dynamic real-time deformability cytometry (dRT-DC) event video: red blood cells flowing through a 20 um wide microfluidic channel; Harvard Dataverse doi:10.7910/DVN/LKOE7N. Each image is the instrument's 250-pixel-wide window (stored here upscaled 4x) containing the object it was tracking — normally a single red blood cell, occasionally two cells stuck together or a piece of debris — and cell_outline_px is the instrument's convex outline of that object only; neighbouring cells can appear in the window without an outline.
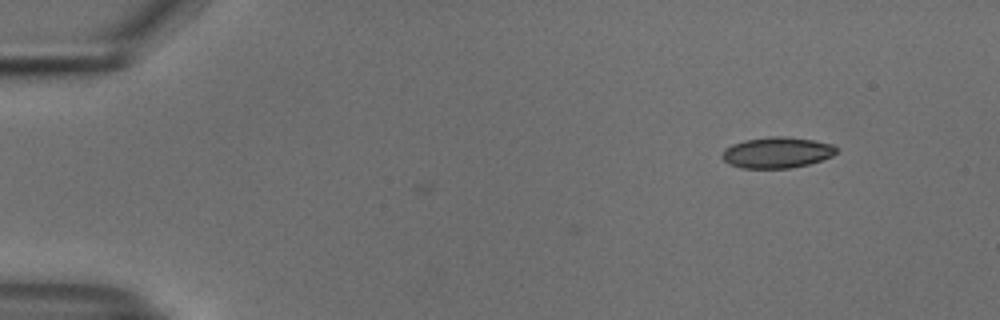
{"species": "common noctule bat (a hibernating species)", "species_latin": "Nyctalus noctula", "temperature_condition": "cold", "stored_images_in_passage": 41, "camera_frame_rate_fps": 3000, "um_per_image_px": 0.085, "animal": {"sex": "male", "body_mass_g": 18.8}, "frame": {"image": 1, "passage_image": 1, "time_ms": 0.0, "image_size_px": [1000, 320], "cell_outline_px": [[836, 152], [832, 156], [808, 164], [792, 168], [740, 168], [728, 164], [724, 160], [724, 148], [732, 144], [744, 140], [772, 136], [784, 136], [812, 140], [832, 144], [836, 148]], "centroid_in_image_um": [66.02, 12.97], "position_along_channel_um": 19.0, "area_um2": 20.46}}
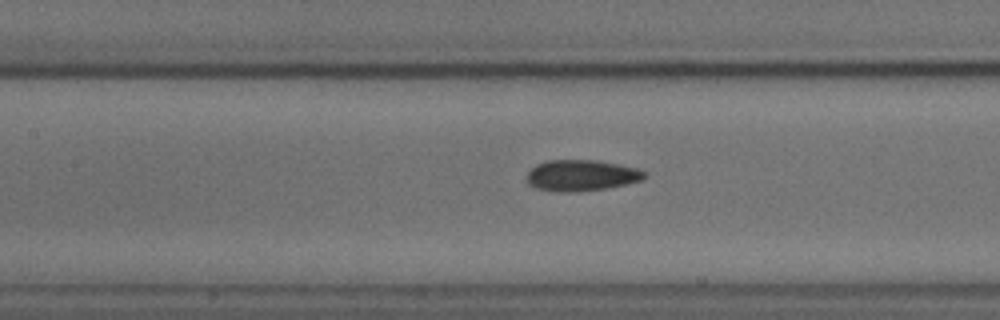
{"frame": {"image": 2, "passage_image": 20, "time_ms": 6.333, "image_size_px": [1000, 320], "cell_outline_px": [[644, 176], [640, 180], [624, 184], [604, 188], [576, 192], [560, 192], [536, 188], [528, 184], [524, 176], [528, 168], [536, 164], [548, 160], [596, 160], [636, 168], [644, 172]], "centroid_in_image_um": [49.28, 14.9], "position_along_channel_um": 158.1, "area_um2": 21.27}}
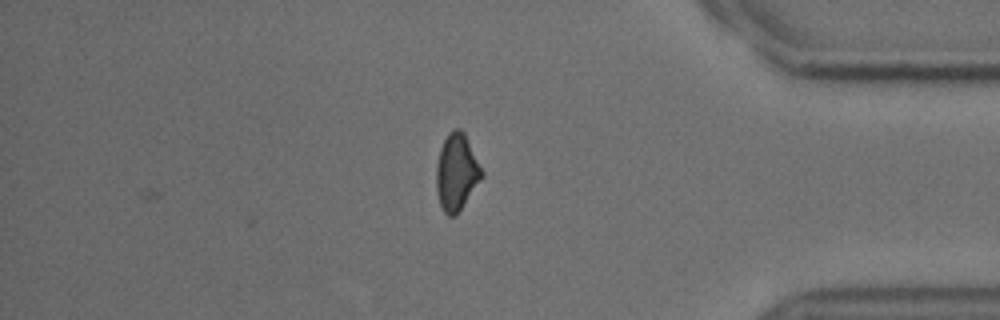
{"frame": {"image": 3, "passage_image": 41, "time_ms": 13.333, "image_size_px": [1000, 320], "cell_outline_px": [[484, 176], [456, 216], [448, 216], [444, 212], [440, 204], [436, 188], [436, 164], [440, 148], [448, 132], [452, 128], [460, 128], [464, 132], [484, 172]], "centroid_in_image_um": [38.81, 14.62], "position_along_channel_um": 396.4, "area_um2": 20.52}, "authors_computed_cell_mechanics": {"area_um2": 20.808, "velocity_mm_per_s": 3.7614, "shape_relaxation_time_tau1_ms": 10.2978, "shape_relaxation_time_tau2_ms": 3.0849, "deformation_change_tau1": 0.1736, "deformation_change_tau2": 0.076}}